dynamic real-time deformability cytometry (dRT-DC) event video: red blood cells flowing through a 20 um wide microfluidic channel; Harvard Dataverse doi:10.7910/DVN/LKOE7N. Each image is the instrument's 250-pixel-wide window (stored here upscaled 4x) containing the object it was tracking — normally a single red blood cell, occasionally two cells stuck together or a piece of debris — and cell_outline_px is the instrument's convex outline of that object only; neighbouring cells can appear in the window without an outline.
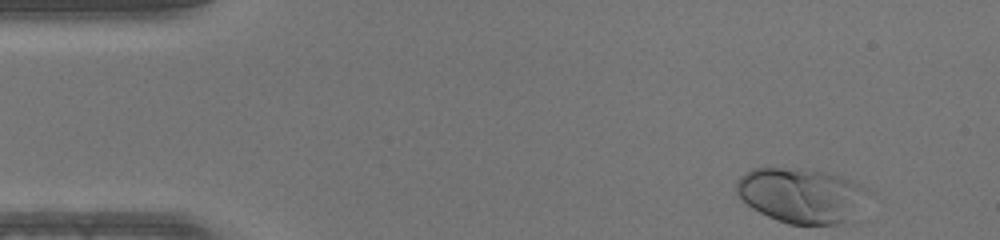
{"species": "human", "species_latin": "Homo sapiens", "temperature_condition": "warm", "stored_images_in_passage": 43, "camera_frame_rate_fps": 3000, "um_per_image_px": 0.085, "donor": {"sex": "male"}, "frame": {"image": 1, "passage_image": 1, "time_ms": 0.0, "image_size_px": [1000, 240], "cell_outline_px": [[872, 192], [844, 224], [788, 224], [768, 216], [752, 208], [736, 192], [736, 180], [744, 172], [752, 168], [800, 168], [828, 172], [844, 176], [868, 188]], "centroid_in_image_um": [68.13, 16.58], "position_along_channel_um": 16.9, "area_um2": 42.31}}
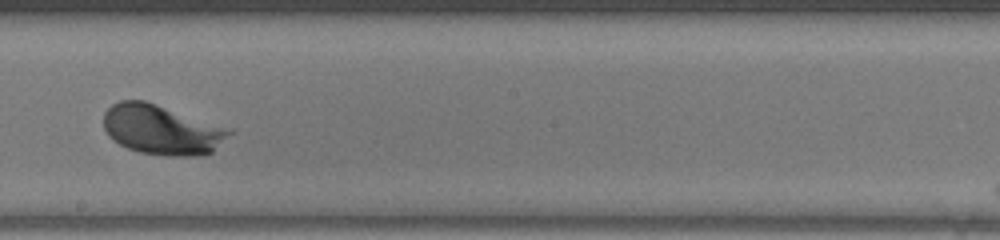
{"frame": {"image": 2, "passage_image": 23, "time_ms": 7.333, "image_size_px": [1000, 240], "cell_outline_px": [[232, 132], [212, 152], [196, 156], [168, 156], [140, 152], [128, 148], [120, 144], [108, 136], [104, 128], [104, 112], [112, 104], [120, 100], [144, 100], [232, 128]], "centroid_in_image_um": [13.75, 11.02], "position_along_channel_um": 234.5, "area_um2": 36.47}}
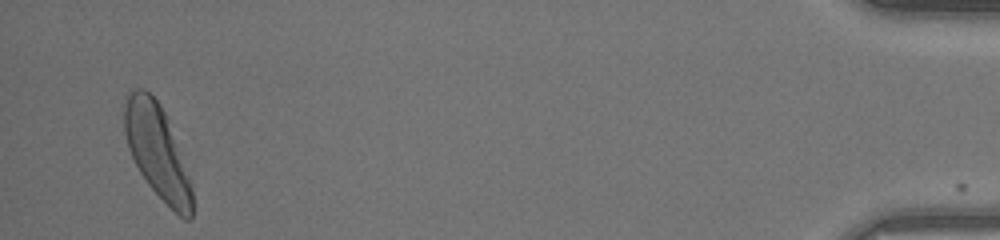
{"frame": {"image": 3, "passage_image": 42, "time_ms": 13.667, "image_size_px": [1000, 240], "cell_outline_px": [[192, 216], [188, 220], [184, 220], [148, 184], [140, 172], [128, 148], [124, 132], [124, 104], [128, 88], [144, 88], [160, 104], [168, 120], [188, 176], [192, 188]], "centroid_in_image_um": [13.32, 12.81], "position_along_channel_um": 421.9, "area_um2": 36.24}}